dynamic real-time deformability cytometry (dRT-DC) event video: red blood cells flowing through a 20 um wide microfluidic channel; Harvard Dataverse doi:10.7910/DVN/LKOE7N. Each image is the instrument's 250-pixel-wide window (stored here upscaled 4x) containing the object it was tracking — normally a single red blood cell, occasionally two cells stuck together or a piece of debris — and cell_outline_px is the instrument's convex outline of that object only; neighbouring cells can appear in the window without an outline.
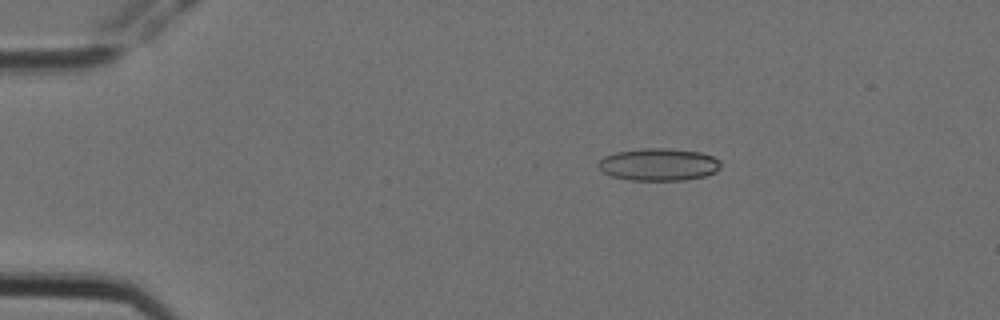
{"species": "Egyptian fruit bat (a non-hibernating species)", "species_latin": "Rousettus aegyptiacus", "temperature_condition": "cold", "stored_images_in_passage": 3, "camera_frame_rate_fps": 3000, "um_per_image_px": 0.085, "animal": {"sex": "female"}, "frame": {"image": 1, "passage_image": 1, "time_ms": 0.0, "image_size_px": [1000, 320], "cell_outline_px": [[720, 168], [716, 172], [704, 176], [684, 180], [628, 180], [612, 176], [604, 172], [596, 164], [604, 156], [616, 152], [644, 148], [664, 148], [700, 152], [712, 156], [720, 160]], "centroid_in_image_um": [55.99, 13.98], "position_along_channel_um": 29.0, "area_um2": 23.06}}